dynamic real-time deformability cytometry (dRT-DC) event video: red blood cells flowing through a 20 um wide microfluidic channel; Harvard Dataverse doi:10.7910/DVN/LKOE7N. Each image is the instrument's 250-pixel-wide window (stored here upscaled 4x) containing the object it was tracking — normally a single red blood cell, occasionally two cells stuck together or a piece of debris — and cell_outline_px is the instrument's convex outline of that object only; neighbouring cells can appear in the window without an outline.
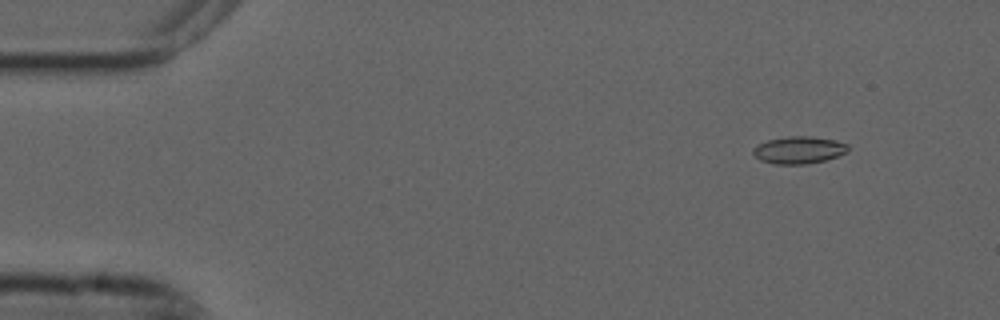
{"species": "common noctule bat (a hibernating species)", "species_latin": "Nyctalus noctula", "temperature_condition": "cold", "stored_images_in_passage": 8, "camera_frame_rate_fps": 3000, "um_per_image_px": 0.085, "animal": {"sex": "male", "forearm_length_mm": 52.5}, "frame": {"image": 1, "passage_image": 2, "time_ms": 0.333, "image_size_px": [1000, 320], "cell_outline_px": [[848, 152], [824, 160], [804, 164], [772, 164], [760, 160], [752, 152], [752, 148], [756, 144], [768, 140], [792, 136], [812, 136], [836, 140], [848, 144]], "centroid_in_image_um": [67.88, 12.74], "position_along_channel_um": 17.1, "area_um2": 15.09}}
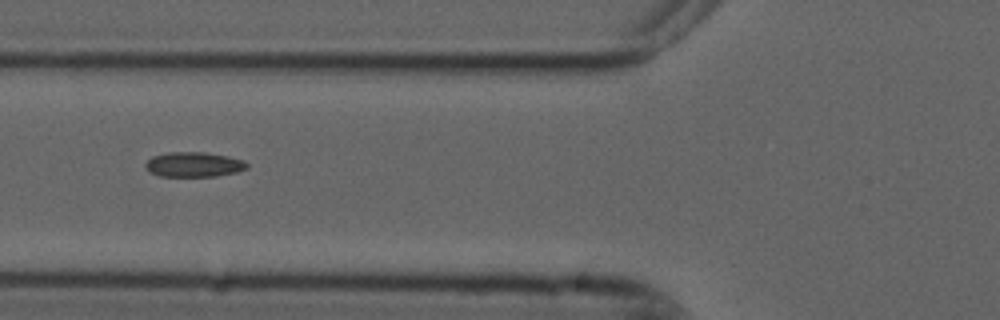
{"frame": {"image": 2, "passage_image": 6, "time_ms": 1.667, "image_size_px": [1000, 320], "cell_outline_px": [[248, 168], [236, 172], [216, 176], [160, 176], [152, 172], [144, 164], [152, 156], [168, 152], [204, 152], [228, 156], [244, 160], [248, 164]], "centroid_in_image_um": [16.51, 13.97], "position_along_channel_um": 109.3, "area_um2": 14.62}}
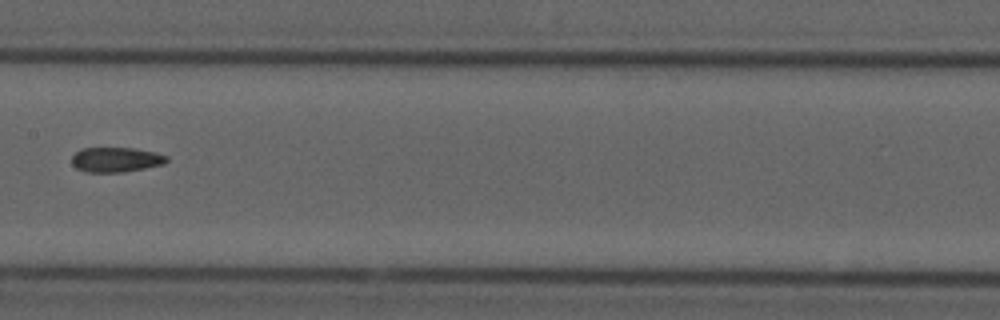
{"frame": {"image": 3, "passage_image": 8, "time_ms": 2.333, "image_size_px": [1000, 320], "cell_outline_px": [[168, 160], [164, 164], [124, 172], [84, 172], [76, 168], [72, 164], [72, 156], [80, 148], [132, 148], [152, 152], [168, 156]], "centroid_in_image_um": [9.82, 13.57], "position_along_channel_um": 197.6, "area_um2": 13.7}}